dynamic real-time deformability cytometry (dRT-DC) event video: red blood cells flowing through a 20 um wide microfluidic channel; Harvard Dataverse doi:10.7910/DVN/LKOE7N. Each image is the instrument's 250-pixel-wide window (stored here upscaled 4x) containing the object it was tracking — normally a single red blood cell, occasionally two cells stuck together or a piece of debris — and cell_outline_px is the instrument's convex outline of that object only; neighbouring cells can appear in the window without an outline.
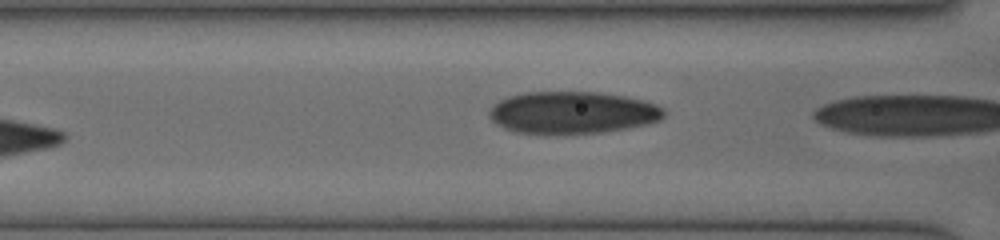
{"species": "human", "species_latin": "Homo sapiens", "temperature_condition": "cold", "stored_images_in_passage": 5, "segment_of_instrument_passage": [2, 2], "camera_frame_rate_fps": 3000, "um_per_image_px": 0.085, "donor": {"sex": "female"}, "frame": {"image": 1, "passage_image": 5, "time_ms": 3.667, "image_size_px": [1000, 240], "cell_outline_px": [[664, 116], [660, 120], [644, 124], [624, 128], [600, 132], [516, 132], [504, 128], [496, 124], [488, 116], [488, 112], [500, 100], [508, 96], [524, 92], [600, 92], [624, 96], [644, 100], [656, 104], [664, 108]], "centroid_in_image_um": [48.66, 9.54], "position_along_channel_um": 117.9, "area_um2": 42.19}}